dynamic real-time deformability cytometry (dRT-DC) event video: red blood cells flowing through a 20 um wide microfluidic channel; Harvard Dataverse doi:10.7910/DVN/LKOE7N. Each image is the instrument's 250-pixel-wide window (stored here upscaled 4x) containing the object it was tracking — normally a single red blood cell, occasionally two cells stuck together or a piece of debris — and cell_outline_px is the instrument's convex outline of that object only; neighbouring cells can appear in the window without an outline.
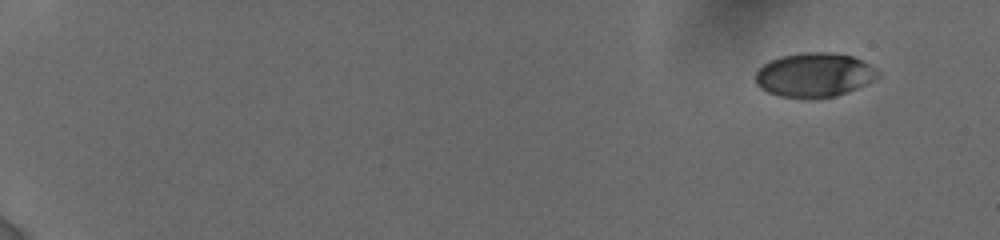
{"species": "human", "species_latin": "Homo sapiens", "temperature_condition": "cold", "stored_images_in_passage": 17, "segment_of_instrument_passage": [2, 2], "camera_frame_rate_fps": 3000, "um_per_image_px": 0.085, "donor": {"sex": "female"}, "frame": {"image": 1, "passage_image": 17, "time_ms": 4.333, "image_size_px": [1000, 240], "cell_outline_px": [[880, 76], [848, 92], [836, 96], [816, 100], [804, 100], [780, 96], [768, 92], [760, 88], [756, 84], [756, 72], [768, 60], [780, 56], [804, 52], [832, 52], [852, 56], [876, 68], [880, 72]], "centroid_in_image_um": [69.19, 6.39], "position_along_channel_um": 15.8, "area_um2": 32.02}}